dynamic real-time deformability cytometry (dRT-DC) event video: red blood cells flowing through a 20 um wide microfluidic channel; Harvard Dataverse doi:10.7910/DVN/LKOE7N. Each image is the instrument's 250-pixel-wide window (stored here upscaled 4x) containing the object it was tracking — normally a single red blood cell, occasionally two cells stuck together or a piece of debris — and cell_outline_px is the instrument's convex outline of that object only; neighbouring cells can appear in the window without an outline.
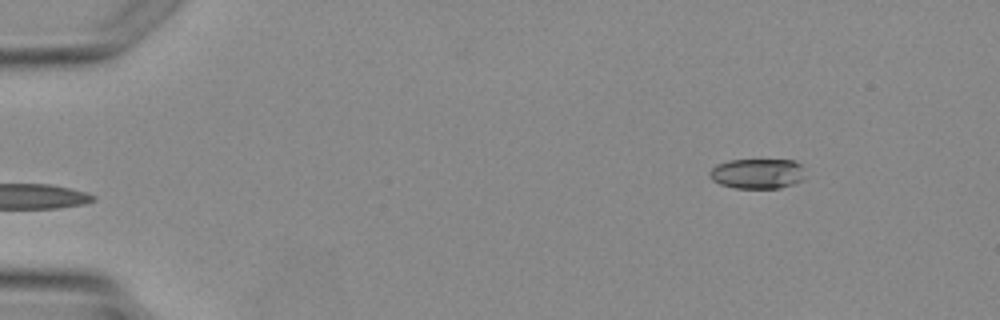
{"species": "Egyptian fruit bat (a non-hibernating species)", "species_latin": "Rousettus aegyptiacus", "temperature_condition": "warm", "stored_images_in_passage": 2, "camera_frame_rate_fps": 3000, "um_per_image_px": 0.085, "animal": {"sex": "female"}, "frame": {"image": 1, "passage_image": 2, "time_ms": 1.333, "image_size_px": [1000, 320], "cell_outline_px": [[804, 180], [780, 188], [736, 188], [720, 184], [712, 180], [708, 176], [708, 172], [716, 164], [728, 160], [792, 160], [800, 164]], "centroid_in_image_um": [64.32, 14.76], "position_along_channel_um": 20.7, "area_um2": 16.76}}